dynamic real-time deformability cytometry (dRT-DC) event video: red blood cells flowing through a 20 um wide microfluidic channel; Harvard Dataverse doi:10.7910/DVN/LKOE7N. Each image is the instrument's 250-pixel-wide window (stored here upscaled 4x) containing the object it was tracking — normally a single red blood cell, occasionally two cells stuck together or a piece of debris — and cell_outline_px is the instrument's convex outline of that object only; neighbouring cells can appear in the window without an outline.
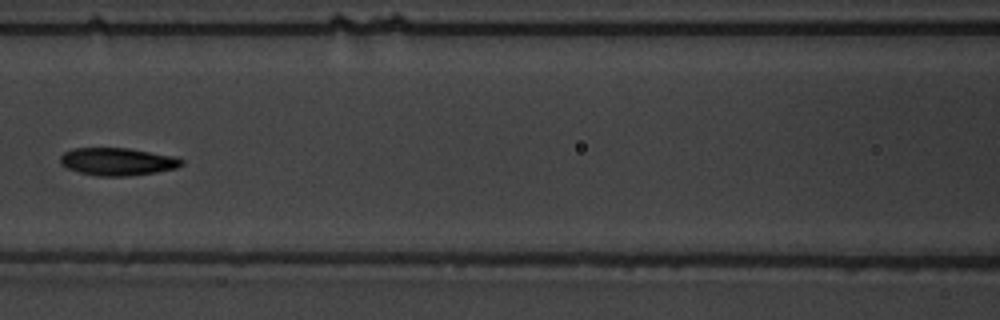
{"species": "common noctule bat (a hibernating species)", "species_latin": "Nyctalus noctula", "temperature_condition": "warm", "stored_images_in_passage": 10, "camera_frame_rate_fps": 3000, "um_per_image_px": 0.085, "animal": {"sex": "male", "body_mass_g": 19.5, "forearm_length_mm": 54.6}, "frame": {"image": 1, "passage_image": 6, "time_ms": 6.667, "image_size_px": [1000, 320], "cell_outline_px": [[184, 164], [176, 168], [156, 172], [128, 176], [96, 176], [80, 172], [68, 168], [60, 164], [60, 156], [64, 152], [72, 148], [128, 148], [172, 156], [184, 160]], "centroid_in_image_um": [9.97, 13.74], "position_along_channel_um": 156.6, "area_um2": 19.48}}
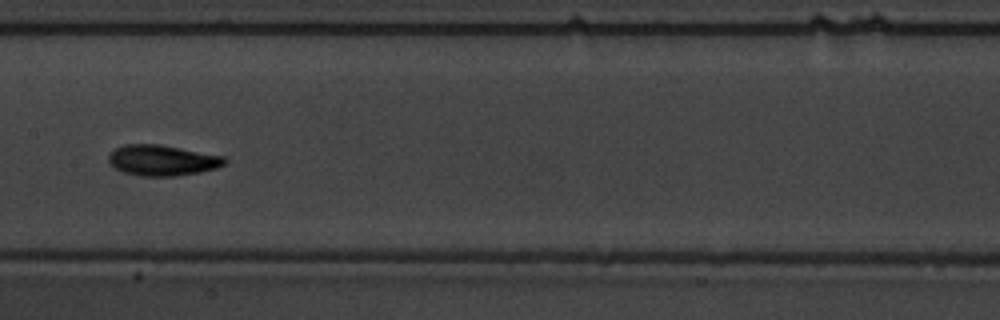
{"frame": {"image": 2, "passage_image": 7, "time_ms": 7.667, "image_size_px": [1000, 320], "cell_outline_px": [[228, 160], [224, 164], [216, 168], [200, 172], [176, 176], [140, 176], [124, 172], [116, 168], [108, 160], [108, 156], [116, 148], [124, 144], [160, 144], [224, 156]], "centroid_in_image_um": [13.81, 13.62], "position_along_channel_um": 193.6, "area_um2": 20.69}}
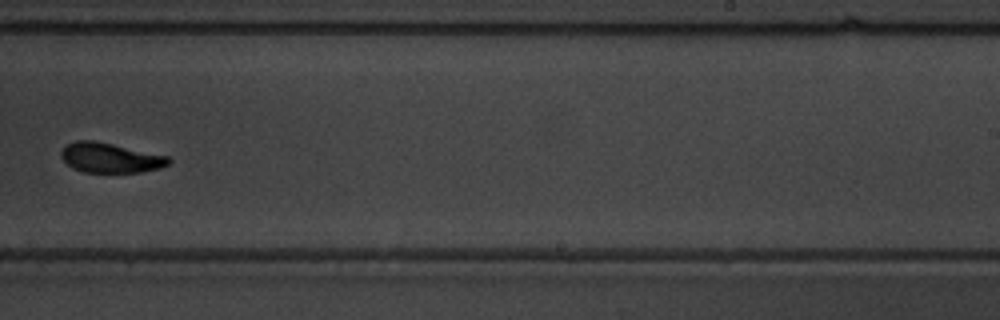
{"frame": {"image": 3, "passage_image": 9, "time_ms": 10.0, "image_size_px": [1000, 320], "cell_outline_px": [[172, 160], [168, 164], [160, 168], [140, 172], [84, 172], [72, 168], [60, 156], [60, 152], [68, 144], [76, 140], [92, 140], [112, 144], [168, 156]], "centroid_in_image_um": [9.37, 13.41], "position_along_channel_um": 279.6, "area_um2": 18.5}}